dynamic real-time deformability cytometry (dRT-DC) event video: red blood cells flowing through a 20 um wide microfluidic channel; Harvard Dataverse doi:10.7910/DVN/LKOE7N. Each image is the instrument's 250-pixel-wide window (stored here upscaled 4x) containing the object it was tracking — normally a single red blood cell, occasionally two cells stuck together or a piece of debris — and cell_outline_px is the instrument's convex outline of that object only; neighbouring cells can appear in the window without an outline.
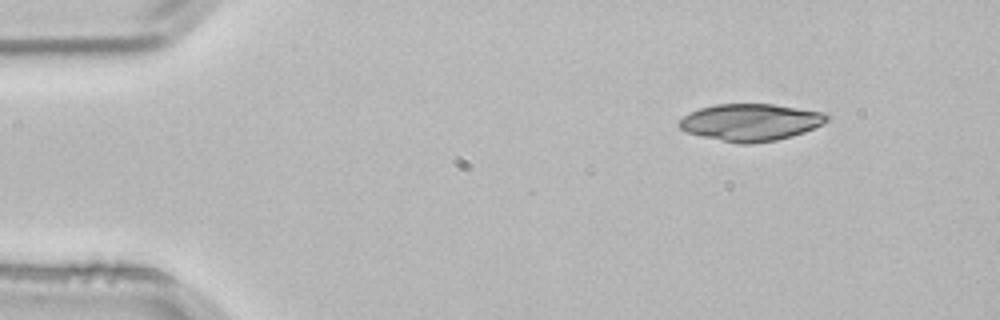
{"species": "common noctule bat (a hibernating species)", "species_latin": "Nyctalus noctula", "temperature_condition": "room temperature", "stored_images_in_passage": 3, "camera_frame_rate_fps": 3000, "um_per_image_px": 0.085, "animal": {"sex": "male", "body_mass_g": 21.5, "forearm_length_mm": 52.0}, "frame": {"image": 1, "passage_image": 1, "time_ms": 0.0, "image_size_px": [1000, 320], "cell_outline_px": [[828, 120], [824, 124], [804, 132], [792, 136], [776, 140], [752, 144], [740, 144], [704, 136], [688, 132], [680, 128], [676, 124], [684, 116], [700, 108], [716, 104], [772, 104], [824, 112], [828, 116]], "centroid_in_image_um": [63.83, 10.39], "position_along_channel_um": 21.2, "area_um2": 31.67}}